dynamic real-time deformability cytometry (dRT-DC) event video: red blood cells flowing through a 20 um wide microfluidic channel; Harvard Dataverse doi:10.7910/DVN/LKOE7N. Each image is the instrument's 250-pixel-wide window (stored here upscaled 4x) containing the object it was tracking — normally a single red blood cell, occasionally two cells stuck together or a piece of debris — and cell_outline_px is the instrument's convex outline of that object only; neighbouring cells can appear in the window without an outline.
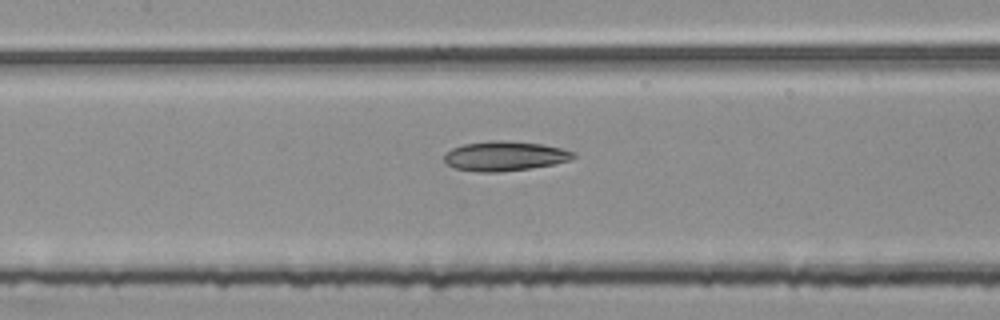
{"species": "common noctule bat (a hibernating species)", "species_latin": "Nyctalus noctula", "temperature_condition": "room temperature", "stored_images_in_passage": 30, "camera_frame_rate_fps": 3000, "um_per_image_px": 0.085, "animal": {"sex": "female", "body_mass_g": 25.1}, "frame": {"image": 1, "passage_image": 12, "time_ms": 3.667, "image_size_px": [1000, 320], "cell_outline_px": [[576, 156], [568, 160], [556, 164], [500, 172], [480, 172], [456, 168], [448, 164], [444, 160], [444, 156], [452, 148], [464, 144], [488, 140], [508, 140], [544, 144], [576, 152]], "centroid_in_image_um": [42.93, 13.25], "position_along_channel_um": 164.5, "area_um2": 22.31}}
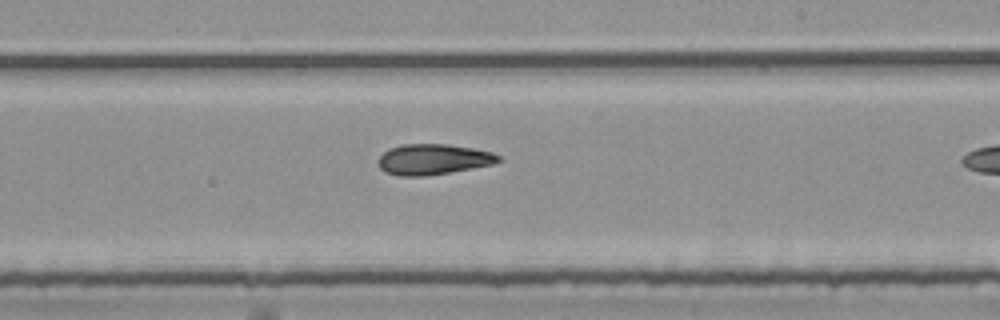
{"frame": {"image": 2, "passage_image": 19, "time_ms": 6.0, "image_size_px": [1000, 320], "cell_outline_px": [[504, 160], [492, 164], [472, 168], [424, 176], [400, 176], [384, 172], [380, 168], [376, 160], [388, 148], [404, 144], [448, 144], [472, 148], [492, 152], [500, 156]], "centroid_in_image_um": [36.8, 13.54], "position_along_channel_um": 252.2, "area_um2": 21.5}}
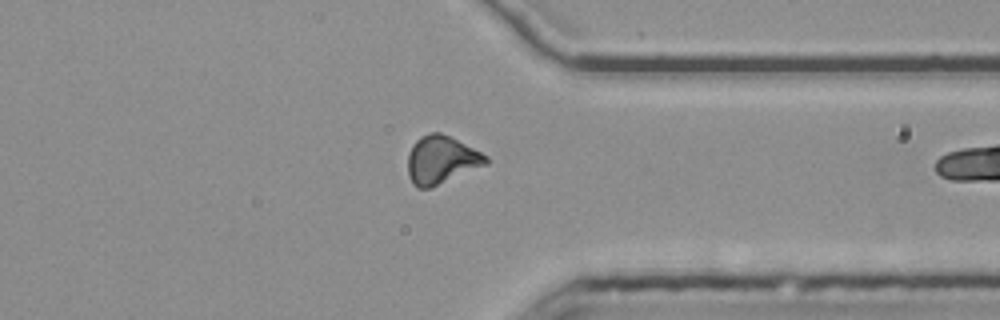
{"frame": {"image": 3, "passage_image": 29, "time_ms": 9.333, "image_size_px": [1000, 320], "cell_outline_px": [[488, 164], [428, 188], [416, 188], [412, 184], [408, 176], [408, 152], [412, 144], [420, 136], [432, 132], [440, 132], [488, 156]], "centroid_in_image_um": [37.47, 13.59], "position_along_channel_um": 373.9, "area_um2": 21.62}}